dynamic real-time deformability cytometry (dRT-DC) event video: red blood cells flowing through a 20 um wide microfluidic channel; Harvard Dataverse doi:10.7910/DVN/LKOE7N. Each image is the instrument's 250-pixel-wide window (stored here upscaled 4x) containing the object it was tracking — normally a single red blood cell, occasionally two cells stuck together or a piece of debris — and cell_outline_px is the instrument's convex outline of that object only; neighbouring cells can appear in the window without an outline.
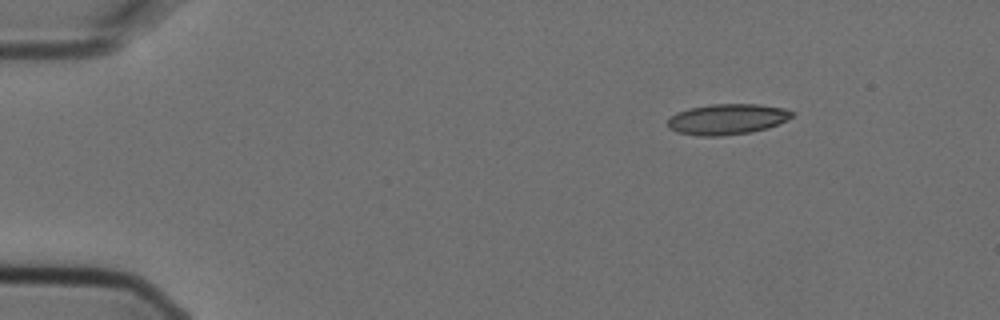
{"species": "Egyptian fruit bat (a non-hibernating species)", "species_latin": "Rousettus aegyptiacus", "temperature_condition": "cold", "stored_images_in_passage": 5, "camera_frame_rate_fps": 3000, "um_per_image_px": 0.085, "animal": {"sex": "female"}, "frame": {"image": 1, "passage_image": 5, "time_ms": 1.333, "image_size_px": [1000, 320], "cell_outline_px": [[796, 112], [792, 116], [768, 128], [752, 132], [720, 136], [700, 136], [676, 132], [668, 128], [668, 120], [676, 112], [688, 108], [712, 104], [760, 104], [784, 108]], "centroid_in_image_um": [61.79, 10.13], "position_along_channel_um": 23.2, "area_um2": 22.25}}